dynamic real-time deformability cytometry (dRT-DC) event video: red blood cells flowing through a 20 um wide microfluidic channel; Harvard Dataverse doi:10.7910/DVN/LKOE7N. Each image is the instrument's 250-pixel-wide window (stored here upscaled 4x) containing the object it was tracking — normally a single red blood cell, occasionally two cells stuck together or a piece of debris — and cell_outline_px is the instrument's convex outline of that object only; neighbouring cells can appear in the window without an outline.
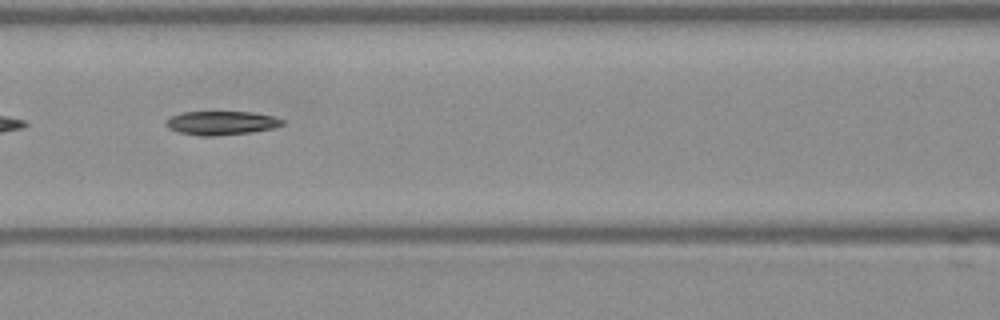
{"species": "Egyptian fruit bat (a non-hibernating species)", "species_latin": "Rousettus aegyptiacus", "temperature_condition": "warm", "stored_images_in_passage": 37, "camera_frame_rate_fps": 3000, "um_per_image_px": 0.085, "frame": {"image": 1, "passage_image": 8, "time_ms": 2.333, "image_size_px": [1000, 320], "cell_outline_px": [[284, 124], [272, 128], [252, 132], [212, 136], [200, 136], [176, 132], [168, 128], [164, 124], [164, 120], [180, 112], [252, 112], [272, 116], [284, 120]], "centroid_in_image_um": [18.75, 10.45], "position_along_channel_um": 147.9, "area_um2": 16.24}}
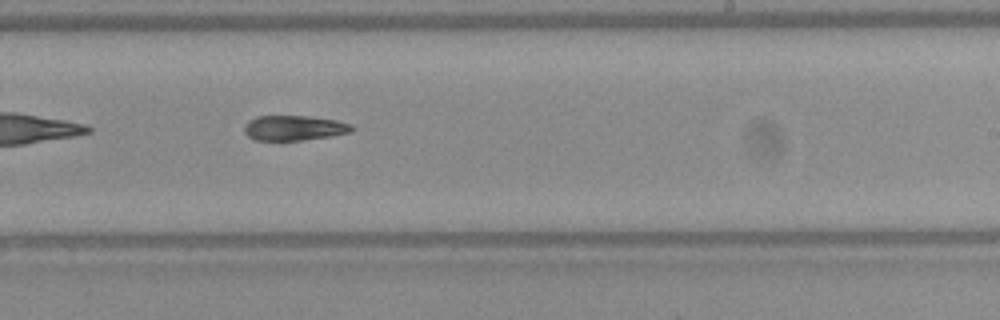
{"frame": {"image": 2, "passage_image": 17, "time_ms": 5.333, "image_size_px": [1000, 320], "cell_outline_px": [[352, 132], [332, 136], [304, 140], [256, 140], [248, 136], [244, 132], [244, 124], [248, 120], [256, 116], [308, 116], [336, 120], [352, 124]], "centroid_in_image_um": [24.98, 10.87], "position_along_channel_um": 264.0, "area_um2": 15.78}}
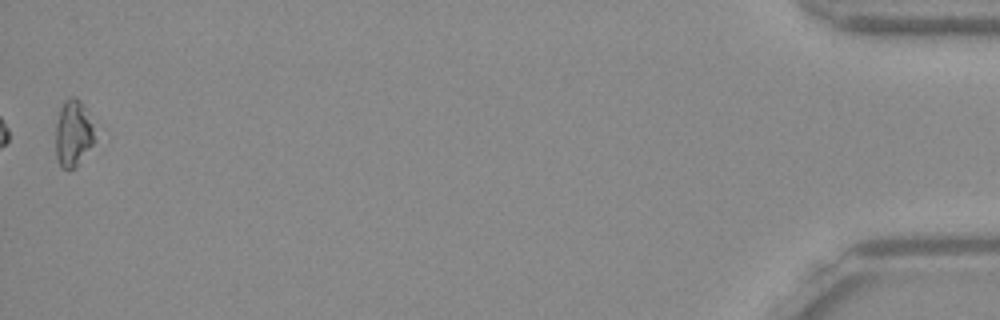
{"frame": {"image": 3, "passage_image": 37, "time_ms": 12.0, "image_size_px": [1000, 320], "cell_outline_px": [[96, 140], [76, 164], [72, 168], [60, 168], [56, 156], [56, 124], [60, 108], [64, 100], [68, 96], [76, 96], [80, 100], [92, 124]], "centroid_in_image_um": [6.2, 11.29], "position_along_channel_um": 429.0, "area_um2": 14.91}}